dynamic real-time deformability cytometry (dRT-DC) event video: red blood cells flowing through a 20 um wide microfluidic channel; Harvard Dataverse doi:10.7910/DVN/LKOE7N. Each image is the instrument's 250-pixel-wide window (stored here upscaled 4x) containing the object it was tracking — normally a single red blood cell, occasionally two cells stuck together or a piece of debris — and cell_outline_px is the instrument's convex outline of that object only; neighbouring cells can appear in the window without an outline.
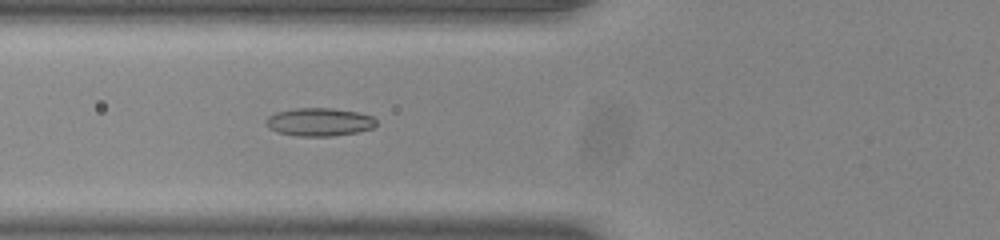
{"species": "common noctule bat (a hibernating species)", "species_latin": "Nyctalus noctula", "temperature_condition": "room temperature", "stored_images_in_passage": 46, "camera_frame_rate_fps": 3000, "um_per_image_px": 0.085, "animal": {"sex": "male", "body_mass_g": 20.0, "forearm_length_mm": 53.3}, "frame": {"image": 1, "passage_image": 14, "time_ms": 4.333, "image_size_px": [1000, 240], "cell_outline_px": [[376, 124], [372, 128], [356, 132], [332, 136], [296, 136], [276, 132], [268, 128], [264, 120], [268, 116], [276, 112], [296, 108], [332, 108], [356, 112], [372, 116], [376, 120]], "centroid_in_image_um": [27.09, 10.37], "position_along_channel_um": 98.7, "area_um2": 18.09}}
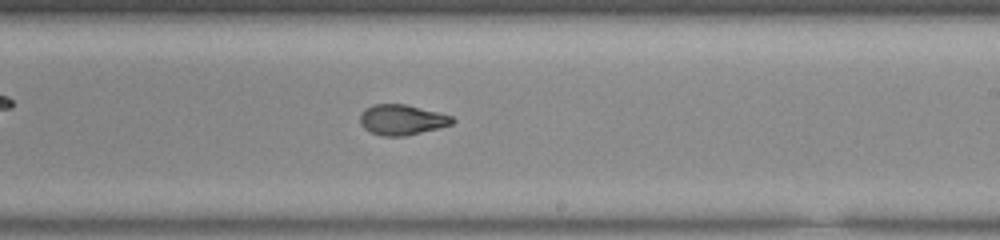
{"frame": {"image": 2, "passage_image": 26, "time_ms": 8.333, "image_size_px": [1000, 240], "cell_outline_px": [[456, 120], [452, 124], [440, 128], [404, 136], [384, 136], [372, 132], [364, 128], [360, 124], [360, 112], [364, 108], [372, 104], [404, 104], [452, 116]], "centroid_in_image_um": [34.14, 10.18], "position_along_channel_um": 254.9, "area_um2": 16.3}}
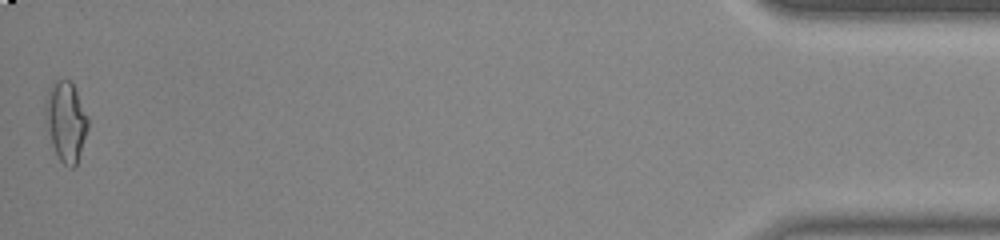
{"frame": {"image": 3, "passage_image": 46, "time_ms": 15.0, "image_size_px": [1000, 240], "cell_outline_px": [[88, 128], [76, 164], [72, 168], [64, 164], [60, 160], [52, 144], [44, 120], [44, 100], [52, 84], [56, 80], [72, 80], [88, 116]], "centroid_in_image_um": [5.58, 10.27], "position_along_channel_um": 429.6, "area_um2": 19.88}, "authors_computed_cell_mechanics": {"area_um2": 16.8776, "velocity_mm_per_s": 3.9031, "shape_relaxation_time_tau1_ms": null, "shape_relaxation_time_tau2_ms": 1.2647, "deformation_change_tau1": null, "deformation_change_tau2": 0.0681}}